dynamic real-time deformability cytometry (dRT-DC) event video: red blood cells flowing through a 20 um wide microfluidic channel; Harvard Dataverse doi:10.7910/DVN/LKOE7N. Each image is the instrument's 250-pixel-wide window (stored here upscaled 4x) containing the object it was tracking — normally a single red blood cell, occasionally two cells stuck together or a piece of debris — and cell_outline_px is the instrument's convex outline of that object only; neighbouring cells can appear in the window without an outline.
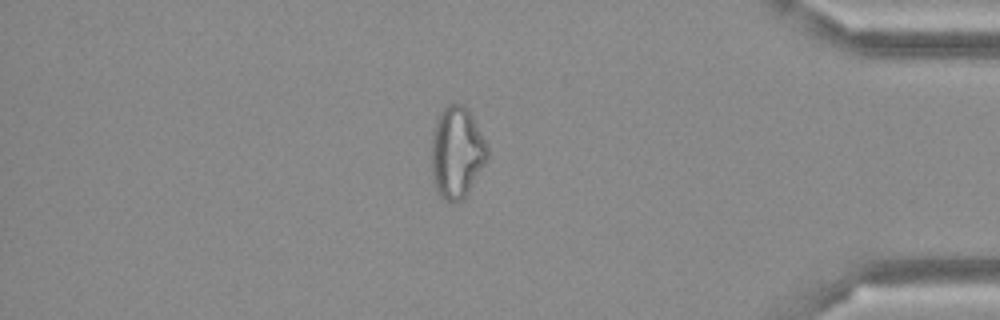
{"species": "Egyptian fruit bat (a non-hibernating species)", "species_latin": "Rousettus aegyptiacus", "temperature_condition": "cold", "stored_images_in_passage": 49, "camera_frame_rate_fps": 3000, "um_per_image_px": 0.085, "frame": {"image": 1, "passage_image": 42, "time_ms": 13.667, "image_size_px": [1000, 320], "cell_outline_px": [[488, 156], [484, 164], [468, 192], [456, 204], [452, 204], [444, 200], [440, 196], [432, 180], [432, 128], [440, 112], [448, 104], [464, 104], [472, 116], [488, 148]], "centroid_in_image_um": [38.8, 12.97], "position_along_channel_um": 396.4, "area_um2": 29.71}}